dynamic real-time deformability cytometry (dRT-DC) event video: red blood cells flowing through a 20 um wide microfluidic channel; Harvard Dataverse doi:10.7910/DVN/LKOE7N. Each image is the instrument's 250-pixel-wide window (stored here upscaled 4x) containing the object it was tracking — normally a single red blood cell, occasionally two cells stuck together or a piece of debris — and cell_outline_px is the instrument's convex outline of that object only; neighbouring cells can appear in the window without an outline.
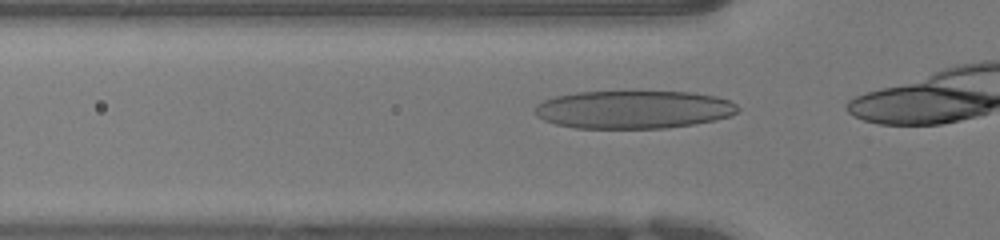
{"species": "human", "species_latin": "Homo sapiens", "temperature_condition": "warm", "stored_images_in_passage": 13, "camera_frame_rate_fps": 3000, "um_per_image_px": 0.085, "donor": {"sex": "female"}, "frame": {"image": 1, "passage_image": 8, "time_ms": 2.333, "image_size_px": [1000, 240], "cell_outline_px": [[740, 108], [736, 112], [728, 116], [696, 124], [668, 128], [576, 128], [556, 124], [544, 120], [536, 116], [536, 104], [544, 100], [556, 96], [576, 92], [632, 88], [692, 92], [716, 96], [728, 100], [736, 104]], "centroid_in_image_um": [53.84, 9.25], "position_along_channel_um": 72.0, "area_um2": 46.53}}